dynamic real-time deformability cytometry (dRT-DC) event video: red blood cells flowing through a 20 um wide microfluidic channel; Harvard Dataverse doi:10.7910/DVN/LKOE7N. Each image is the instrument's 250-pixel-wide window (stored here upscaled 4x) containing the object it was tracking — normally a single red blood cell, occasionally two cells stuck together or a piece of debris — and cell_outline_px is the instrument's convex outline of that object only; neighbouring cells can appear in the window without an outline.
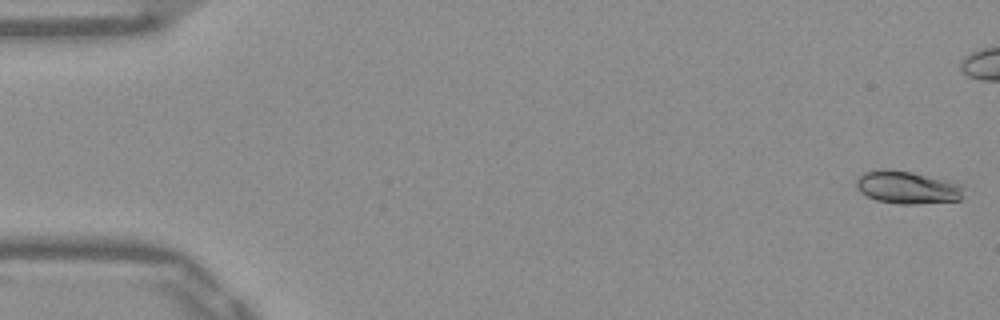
{"species": "Egyptian fruit bat (a non-hibernating species)", "species_latin": "Rousettus aegyptiacus", "temperature_condition": "warm", "stored_images_in_passage": 53, "camera_frame_rate_fps": 3000, "um_per_image_px": 0.085, "frame": {"image": 1, "passage_image": 1, "time_ms": 0.0, "image_size_px": [1000, 320], "cell_outline_px": [[964, 196], [960, 200], [916, 204], [900, 204], [876, 200], [860, 192], [856, 188], [856, 180], [864, 172], [880, 168], [884, 168], [912, 172], [956, 184], [960, 188]], "centroid_in_image_um": [77.02, 15.93], "position_along_channel_um": 8.0, "area_um2": 20.11}}
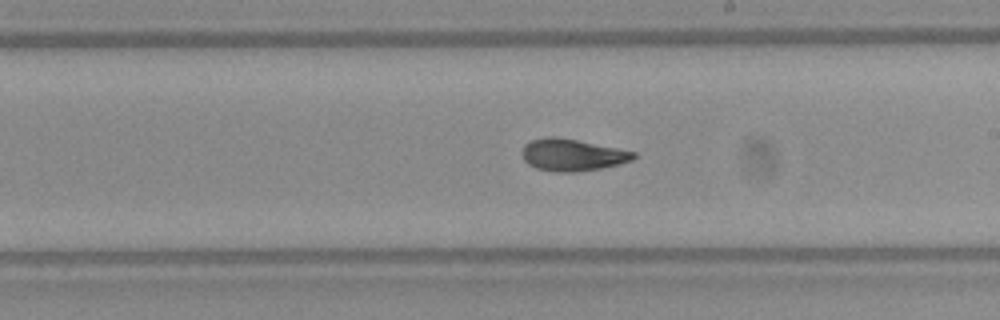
{"frame": {"image": 2, "passage_image": 30, "time_ms": 9.667, "image_size_px": [1000, 320], "cell_outline_px": [[636, 156], [632, 160], [600, 168], [572, 172], [552, 172], [536, 168], [528, 164], [524, 160], [520, 152], [524, 144], [532, 140], [548, 136], [556, 136], [636, 152]], "centroid_in_image_um": [48.57, 13.16], "position_along_channel_um": 240.4, "area_um2": 20.63}}
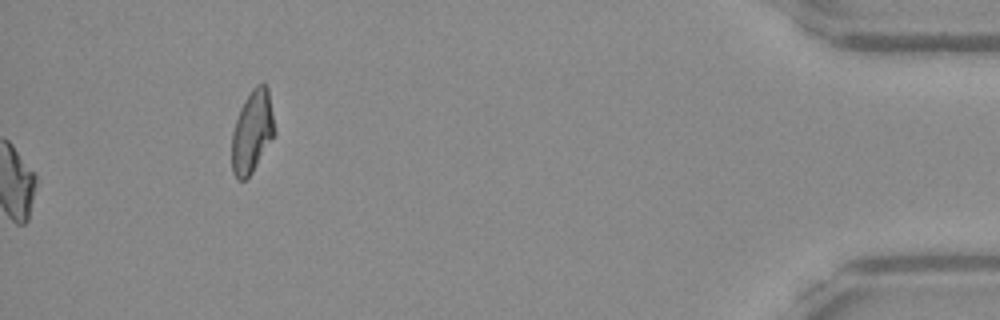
{"frame": {"image": 3, "passage_image": 53, "time_ms": 17.333, "image_size_px": [1000, 320], "cell_outline_px": [[276, 132], [252, 172], [244, 180], [240, 180], [232, 172], [232, 132], [240, 108], [244, 100], [252, 88], [256, 84], [264, 84], [268, 88], [276, 128]], "centroid_in_image_um": [21.45, 11.16], "position_along_channel_um": 413.8, "area_um2": 20.46}, "authors_computed_cell_mechanics": {"area_um2": 20.1722, "velocity_mm_per_s": 3.892, "shape_relaxation_time_tau1_ms": 6.2105, "shape_relaxation_time_tau2_ms": 2.3286, "deformation_change_tau1": 0.176, "deformation_change_tau2": 0.0584}}